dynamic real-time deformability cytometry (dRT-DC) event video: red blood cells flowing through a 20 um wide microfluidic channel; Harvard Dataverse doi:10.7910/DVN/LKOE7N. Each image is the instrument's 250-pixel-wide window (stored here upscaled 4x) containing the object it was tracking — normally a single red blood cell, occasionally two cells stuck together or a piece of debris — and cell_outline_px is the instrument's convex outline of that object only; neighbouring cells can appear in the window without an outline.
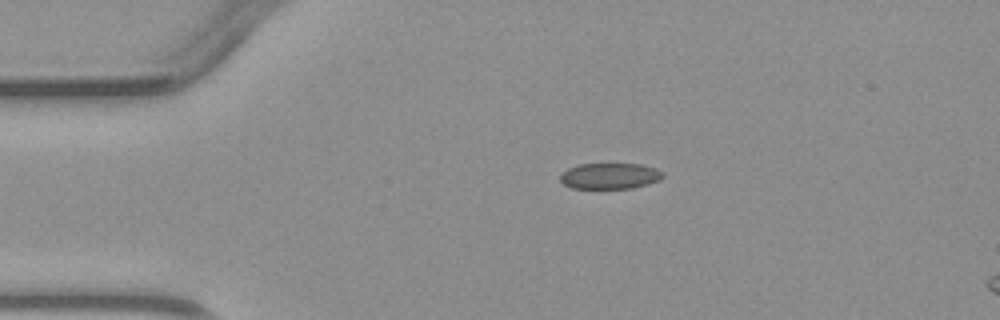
{"species": "common noctule bat (a hibernating species)", "species_latin": "Nyctalus noctula", "temperature_condition": "warm", "stored_images_in_passage": 2, "camera_frame_rate_fps": 3000, "um_per_image_px": 0.085, "animal": {"sex": "male", "body_mass_g": 23.1, "forearm_length_mm": 52.7}, "frame": {"image": 1, "passage_image": 2, "time_ms": 1.333, "image_size_px": [1000, 320], "cell_outline_px": [[664, 176], [660, 180], [648, 184], [632, 188], [572, 188], [564, 184], [560, 180], [560, 176], [568, 168], [580, 164], [640, 164], [656, 168], [664, 172]], "centroid_in_image_um": [51.88, 14.95], "position_along_channel_um": 33.1, "area_um2": 15.49}}